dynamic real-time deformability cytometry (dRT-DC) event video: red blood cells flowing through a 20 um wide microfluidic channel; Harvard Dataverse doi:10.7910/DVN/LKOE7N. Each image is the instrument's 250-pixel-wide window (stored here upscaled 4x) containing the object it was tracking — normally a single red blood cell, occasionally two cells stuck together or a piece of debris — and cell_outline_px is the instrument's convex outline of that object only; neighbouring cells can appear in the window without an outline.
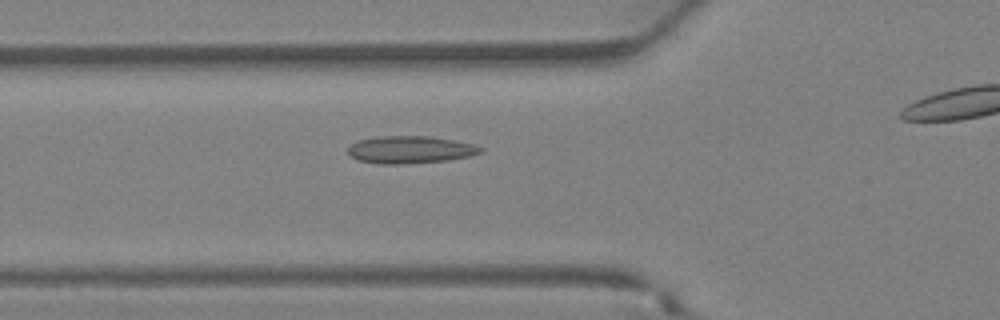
{"species": "Egyptian fruit bat (a non-hibernating species)", "species_latin": "Rousettus aegyptiacus", "temperature_condition": "warm", "stored_images_in_passage": 29, "camera_frame_rate_fps": 3000, "um_per_image_px": 0.085, "animal": {"sex": "female"}, "frame": {"image": 1, "passage_image": 10, "time_ms": 3.0, "image_size_px": [1000, 320], "cell_outline_px": [[484, 152], [468, 156], [448, 160], [400, 164], [380, 164], [356, 160], [348, 156], [348, 148], [356, 140], [380, 136], [428, 136], [476, 144], [484, 148]], "centroid_in_image_um": [34.85, 12.72], "position_along_channel_um": 91.0, "area_um2": 21.33}}
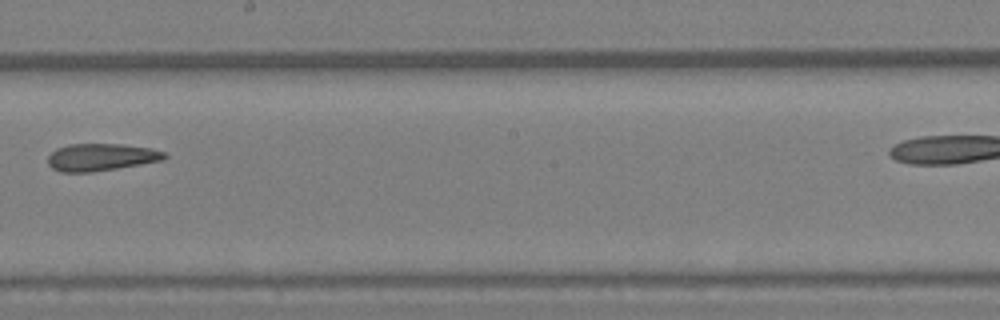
{"frame": {"image": 2, "passage_image": 18, "time_ms": 5.667, "image_size_px": [1000, 320], "cell_outline_px": [[168, 156], [164, 160], [92, 172], [60, 172], [52, 168], [48, 164], [48, 156], [56, 148], [68, 144], [120, 144], [152, 148], [164, 152]], "centroid_in_image_um": [8.58, 13.35], "position_along_channel_um": 239.6, "area_um2": 18.55}}
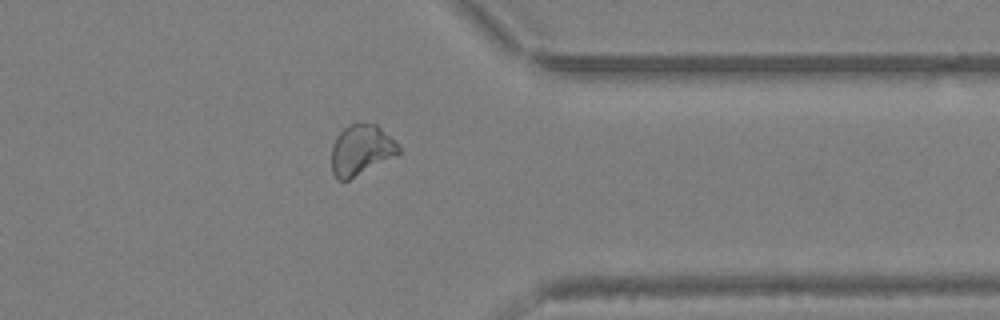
{"frame": {"image": 3, "passage_image": 26, "time_ms": 8.333, "image_size_px": [1000, 320], "cell_outline_px": [[400, 152], [396, 156], [348, 180], [336, 180], [332, 172], [332, 144], [336, 136], [348, 124], [376, 124], [400, 148]], "centroid_in_image_um": [30.65, 12.77], "position_along_channel_um": 380.7, "area_um2": 19.42}}